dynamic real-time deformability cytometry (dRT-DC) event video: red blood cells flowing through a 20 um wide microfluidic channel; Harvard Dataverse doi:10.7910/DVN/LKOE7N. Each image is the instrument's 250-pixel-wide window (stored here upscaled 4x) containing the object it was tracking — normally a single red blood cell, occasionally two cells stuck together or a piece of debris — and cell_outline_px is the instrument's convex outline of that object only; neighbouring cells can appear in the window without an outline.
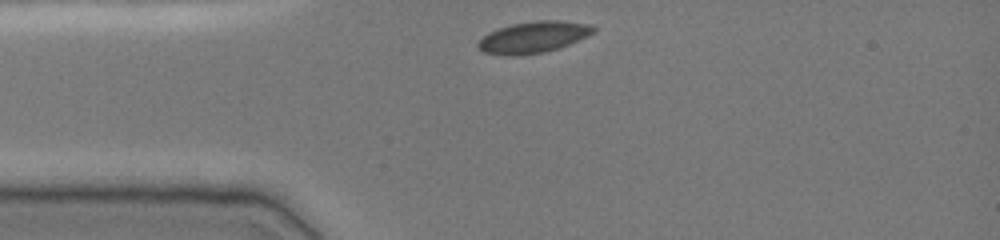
{"species": "common noctule bat (a hibernating species)", "species_latin": "Nyctalus noctula", "temperature_condition": "cold", "stored_images_in_passage": 31, "camera_frame_rate_fps": 3000, "um_per_image_px": 0.085, "animal": {"sex": "female", "body_mass_g": 19.0, "forearm_length_mm": 51.5}, "frame": {"image": 1, "passage_image": 1, "time_ms": 0.0, "image_size_px": [1000, 240], "cell_outline_px": [[596, 32], [588, 36], [568, 44], [544, 52], [516, 56], [504, 56], [484, 52], [476, 44], [488, 32], [512, 24], [536, 20], [560, 20], [592, 24], [596, 28]], "centroid_in_image_um": [45.36, 3.15], "position_along_channel_um": 39.6, "area_um2": 21.15}}
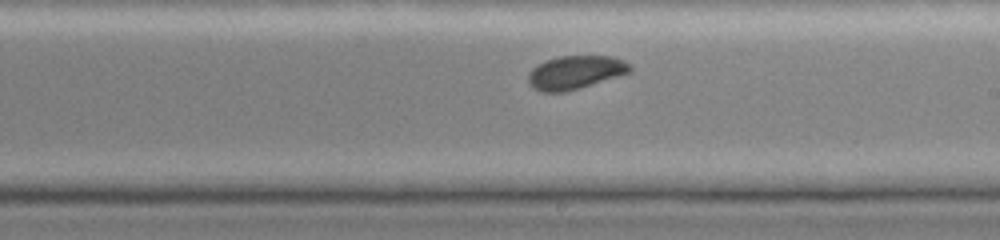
{"frame": {"image": 2, "passage_image": 18, "time_ms": 5.667, "image_size_px": [1000, 240], "cell_outline_px": [[632, 72], [580, 88], [564, 92], [540, 92], [532, 88], [528, 84], [528, 72], [532, 68], [548, 60], [560, 56], [612, 56], [624, 60], [632, 68]], "centroid_in_image_um": [48.9, 6.16], "position_along_channel_um": 240.1, "area_um2": 19.88}}
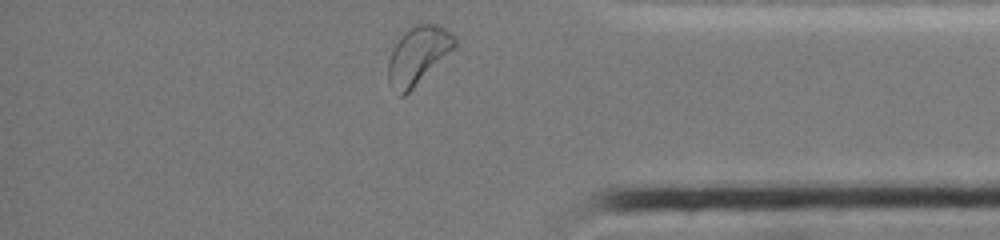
{"frame": {"image": 3, "passage_image": 31, "time_ms": 10.0, "image_size_px": [1000, 240], "cell_outline_px": [[456, 44], [404, 96], [400, 96], [388, 84], [388, 60], [392, 48], [404, 32], [408, 28], [420, 20], [436, 24], [452, 32], [456, 36]], "centroid_in_image_um": [35.48, 4.63], "position_along_channel_um": 399.7, "area_um2": 22.14}, "authors_computed_cell_mechanics": {"area_um2": 20.1144, "velocity_mm_per_s": 3.8489, "shape_relaxation_time_tau1_ms": 1.5909, "shape_relaxation_time_tau2_ms": null, "deformation_change_tau1": 0.0741, "deformation_change_tau2": null}}